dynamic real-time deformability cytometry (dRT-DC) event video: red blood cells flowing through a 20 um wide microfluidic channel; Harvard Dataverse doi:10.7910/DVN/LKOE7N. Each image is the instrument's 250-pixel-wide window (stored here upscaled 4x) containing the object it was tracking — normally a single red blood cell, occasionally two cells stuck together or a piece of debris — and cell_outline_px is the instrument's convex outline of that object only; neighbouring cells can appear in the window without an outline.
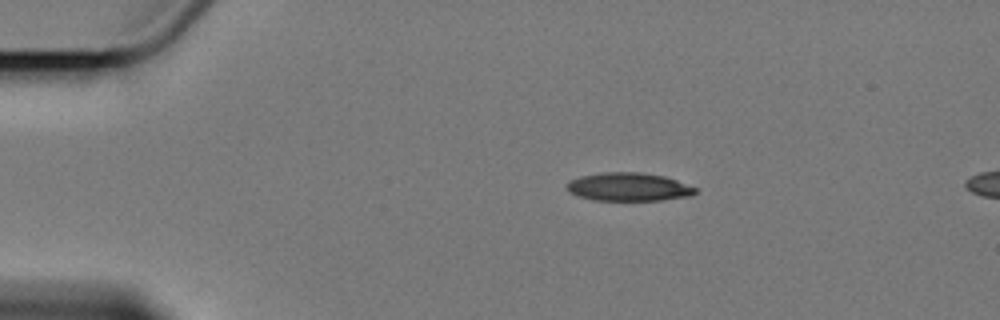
{"species": "Egyptian fruit bat (a non-hibernating species)", "species_latin": "Rousettus aegyptiacus", "temperature_condition": "cold", "stored_images_in_passage": 7, "camera_frame_rate_fps": 3000, "um_per_image_px": 0.085, "animal": {"sex": "female"}, "frame": {"image": 1, "passage_image": 1, "time_ms": 0.0, "image_size_px": [1000, 320], "cell_outline_px": [[696, 192], [692, 196], [660, 200], [592, 200], [576, 196], [568, 192], [568, 184], [572, 180], [580, 176], [604, 172], [640, 172], [664, 176], [676, 180], [696, 188]], "centroid_in_image_um": [53.43, 15.89], "position_along_channel_um": 31.6, "area_um2": 21.1}}
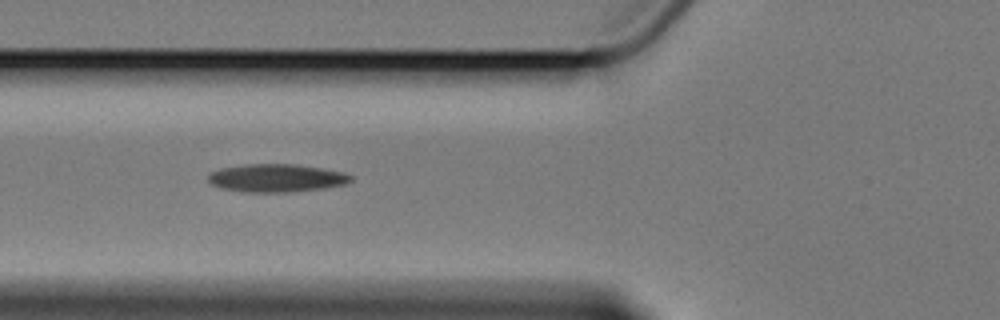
{"frame": {"image": 2, "passage_image": 4, "time_ms": 3.667, "image_size_px": [1000, 320], "cell_outline_px": [[352, 180], [344, 184], [324, 188], [292, 192], [244, 192], [220, 188], [212, 184], [208, 180], [208, 172], [220, 168], [244, 164], [296, 164], [324, 168], [344, 172], [352, 176]], "centroid_in_image_um": [23.47, 15.12], "position_along_channel_um": 102.3, "area_um2": 23.52}}
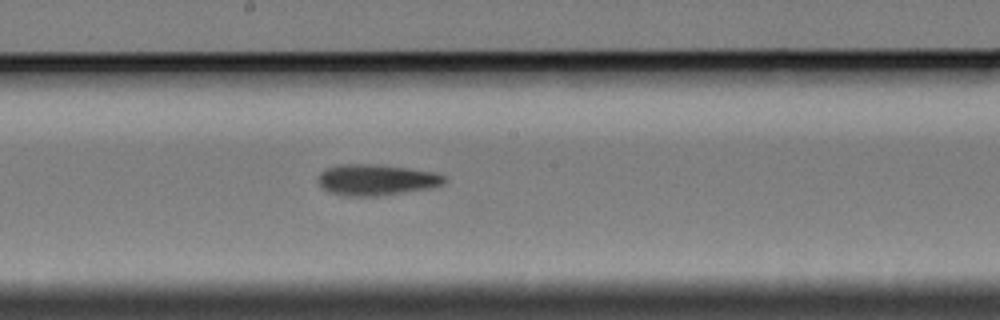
{"frame": {"image": 3, "passage_image": 7, "time_ms": 7.0, "image_size_px": [1000, 320], "cell_outline_px": [[448, 180], [444, 184], [428, 188], [376, 196], [344, 196], [328, 192], [320, 188], [316, 180], [320, 172], [324, 168], [340, 164], [368, 164], [408, 168], [436, 172], [448, 176]], "centroid_in_image_um": [31.94, 15.28], "position_along_channel_um": 216.3, "area_um2": 23.12}}